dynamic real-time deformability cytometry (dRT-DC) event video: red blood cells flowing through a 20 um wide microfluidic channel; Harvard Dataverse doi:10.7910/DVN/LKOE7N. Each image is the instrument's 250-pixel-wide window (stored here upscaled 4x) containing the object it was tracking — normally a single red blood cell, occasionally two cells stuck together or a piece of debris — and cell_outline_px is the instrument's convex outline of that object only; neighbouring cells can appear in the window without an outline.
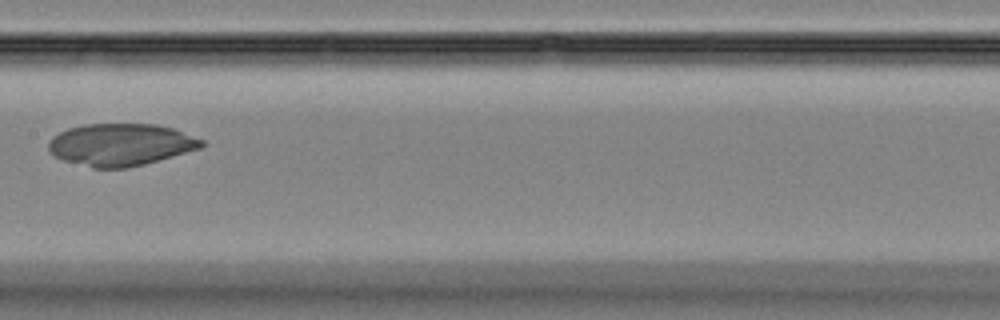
{"species": "Egyptian fruit bat (a non-hibernating species)", "species_latin": "Rousettus aegyptiacus", "temperature_condition": "room temperature", "stored_images_in_passage": 8, "camera_frame_rate_fps": 3000, "um_per_image_px": 0.085, "animal": {"sex": "female"}, "frame": {"image": 1, "passage_image": 8, "time_ms": 7.667, "image_size_px": [1000, 320], "cell_outline_px": [[204, 144], [200, 148], [144, 164], [128, 168], [92, 168], [64, 160], [48, 152], [48, 140], [52, 136], [68, 128], [84, 124], [156, 124], [172, 128], [204, 140]], "centroid_in_image_um": [10.21, 12.29], "position_along_channel_um": 197.2, "area_um2": 37.57}}